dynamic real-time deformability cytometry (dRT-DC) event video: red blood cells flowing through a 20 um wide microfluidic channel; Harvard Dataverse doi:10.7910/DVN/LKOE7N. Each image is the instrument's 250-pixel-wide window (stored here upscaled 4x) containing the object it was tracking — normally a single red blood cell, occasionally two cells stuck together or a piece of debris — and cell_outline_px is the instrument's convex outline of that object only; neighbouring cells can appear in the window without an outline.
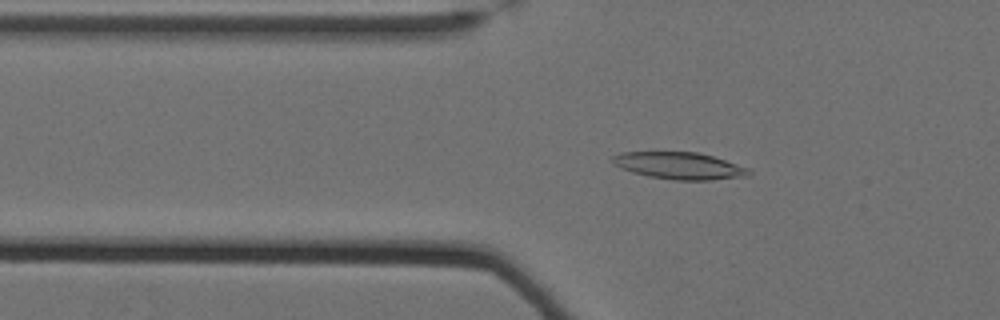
{"species": "Egyptian fruit bat (a non-hibernating species)", "species_latin": "Rousettus aegyptiacus", "temperature_condition": "cold", "stored_images_in_passage": 62, "camera_frame_rate_fps": 3000, "um_per_image_px": 0.085, "animal": {"sex": "female"}, "frame": {"image": 1, "passage_image": 24, "time_ms": 7.667, "image_size_px": [1000, 320], "cell_outline_px": [[752, 172], [748, 176], [712, 180], [672, 180], [648, 176], [632, 172], [620, 168], [612, 164], [612, 156], [620, 152], [696, 152], [712, 156], [748, 168]], "centroid_in_image_um": [57.71, 14.09], "position_along_channel_um": 68.1, "area_um2": 21.44}}
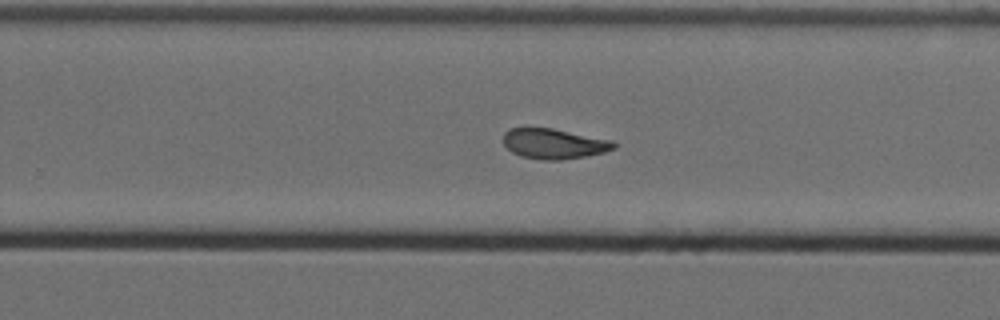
{"frame": {"image": 2, "passage_image": 43, "time_ms": 14.0, "image_size_px": [1000, 320], "cell_outline_px": [[616, 148], [604, 152], [584, 156], [560, 160], [544, 160], [520, 156], [512, 152], [504, 144], [504, 132], [508, 128], [552, 128], [612, 140], [616, 144]], "centroid_in_image_um": [47.08, 12.21], "position_along_channel_um": 282.7, "area_um2": 19.36}}
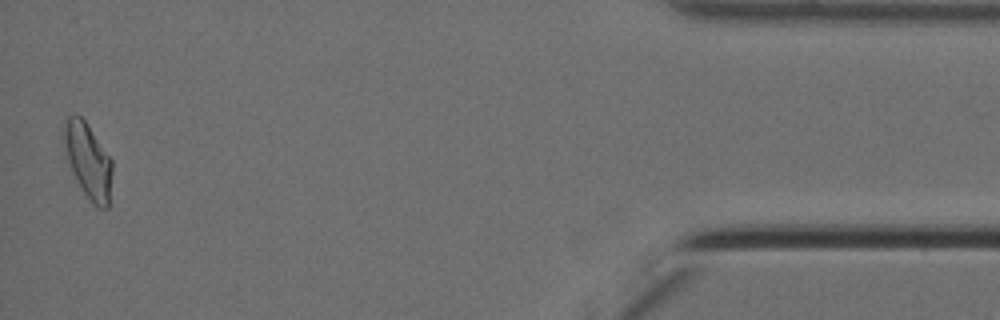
{"frame": {"image": 3, "passage_image": 61, "time_ms": 20.0, "image_size_px": [1000, 320], "cell_outline_px": [[112, 172], [108, 208], [100, 208], [84, 192], [76, 180], [72, 172], [68, 160], [64, 144], [64, 124], [68, 116], [72, 112], [76, 112], [84, 120], [112, 160]], "centroid_in_image_um": [7.48, 13.61], "position_along_channel_um": 427.7, "area_um2": 20.63}, "authors_computed_cell_mechanics": {"area_um2": 20.4323, "velocity_mm_per_s": 3.4798, "shape_relaxation_time_tau1_ms": null, "shape_relaxation_time_tau2_ms": 3.4093, "deformation_change_tau1": null, "deformation_change_tau2": 0.0977}}